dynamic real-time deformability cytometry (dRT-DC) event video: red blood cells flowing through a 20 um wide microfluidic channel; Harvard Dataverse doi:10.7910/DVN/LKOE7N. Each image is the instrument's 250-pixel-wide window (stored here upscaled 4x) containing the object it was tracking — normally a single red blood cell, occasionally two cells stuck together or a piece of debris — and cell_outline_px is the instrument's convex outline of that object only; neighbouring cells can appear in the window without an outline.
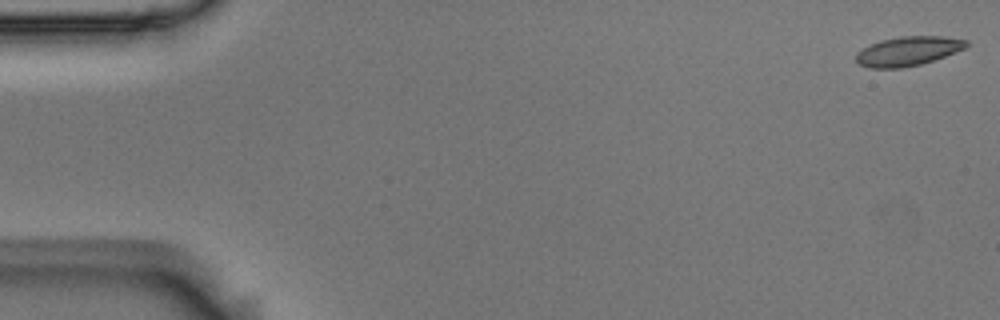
{"species": "Egyptian fruit bat (a non-hibernating species)", "species_latin": "Rousettus aegyptiacus", "temperature_condition": "room temperature", "stored_images_in_passage": 17, "camera_frame_rate_fps": 3000, "um_per_image_px": 0.085, "animal": {"sex": "male"}, "frame": {"image": 1, "passage_image": 1, "time_ms": 0.0, "image_size_px": [1000, 320], "cell_outline_px": [[968, 44], [964, 48], [956, 52], [920, 64], [900, 68], [868, 68], [860, 64], [856, 60], [856, 52], [880, 40], [900, 36], [944, 36], [968, 40]], "centroid_in_image_um": [77.18, 4.34], "position_along_channel_um": 7.8, "area_um2": 18.67}}